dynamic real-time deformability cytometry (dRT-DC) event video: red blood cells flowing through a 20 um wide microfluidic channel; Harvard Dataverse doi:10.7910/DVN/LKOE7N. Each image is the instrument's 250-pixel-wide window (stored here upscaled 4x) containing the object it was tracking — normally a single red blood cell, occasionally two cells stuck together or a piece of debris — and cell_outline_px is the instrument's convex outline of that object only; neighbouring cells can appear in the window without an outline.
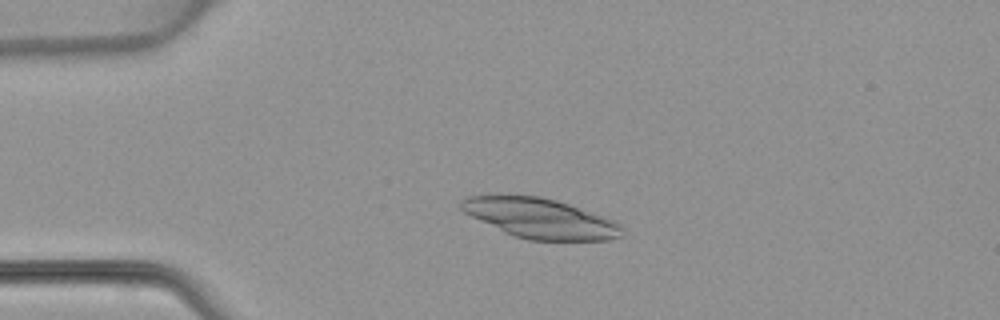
{"species": "common noctule bat (a hibernating species)", "species_latin": "Nyctalus noctula", "temperature_condition": "warm", "stored_images_in_passage": 44, "camera_frame_rate_fps": 3000, "um_per_image_px": 0.085, "animal": {"sex": "female", "body_mass_g": 22.7, "forearm_length_mm": 54.2}, "frame": {"image": 1, "passage_image": 7, "time_ms": 2.0, "image_size_px": [1000, 320], "cell_outline_px": [[620, 236], [608, 240], [528, 240], [504, 232], [464, 212], [460, 208], [460, 200], [468, 196], [496, 192], [540, 196], [556, 200], [616, 220], [620, 224]], "centroid_in_image_um": [45.83, 18.5], "position_along_channel_um": 39.2, "area_um2": 37.8}}